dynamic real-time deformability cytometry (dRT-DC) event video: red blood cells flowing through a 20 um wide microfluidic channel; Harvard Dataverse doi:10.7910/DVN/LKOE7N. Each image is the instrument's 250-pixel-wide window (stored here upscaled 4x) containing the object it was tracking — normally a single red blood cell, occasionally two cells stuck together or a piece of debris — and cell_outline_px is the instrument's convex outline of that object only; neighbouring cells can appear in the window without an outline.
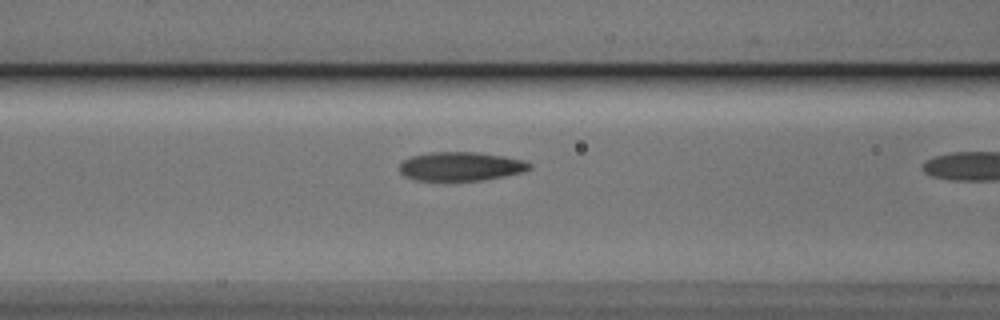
{"species": "Egyptian fruit bat (a non-hibernating species)", "species_latin": "Rousettus aegyptiacus", "temperature_condition": "cold", "stored_images_in_passage": 10, "camera_frame_rate_fps": 3000, "um_per_image_px": 0.085, "animal": {"sex": "male"}, "frame": {"image": 1, "passage_image": 9, "time_ms": 2.667, "image_size_px": [1000, 320], "cell_outline_px": [[532, 168], [524, 172], [484, 180], [416, 180], [404, 176], [400, 172], [400, 164], [404, 160], [412, 156], [432, 152], [476, 152], [504, 156], [520, 160], [532, 164]], "centroid_in_image_um": [39.18, 14.14], "position_along_channel_um": 127.4, "area_um2": 21.73}}